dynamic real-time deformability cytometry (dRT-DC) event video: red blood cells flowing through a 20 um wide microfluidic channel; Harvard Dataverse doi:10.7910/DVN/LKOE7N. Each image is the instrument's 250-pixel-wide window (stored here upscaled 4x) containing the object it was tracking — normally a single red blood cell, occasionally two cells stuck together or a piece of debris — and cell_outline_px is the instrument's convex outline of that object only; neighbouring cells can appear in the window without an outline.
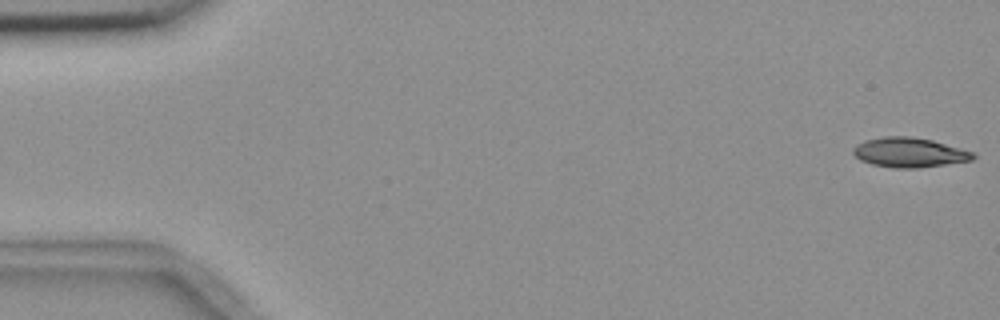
{"species": "common noctule bat (a hibernating species)", "species_latin": "Nyctalus noctula", "temperature_condition": "room temperature", "stored_images_in_passage": 5, "camera_frame_rate_fps": 3000, "um_per_image_px": 0.085, "animal": {"sex": "female", "body_mass_g": 18.4}, "frame": {"image": 1, "passage_image": 1, "time_ms": 0.0, "image_size_px": [1000, 320], "cell_outline_px": [[976, 156], [972, 160], [920, 168], [892, 168], [872, 164], [860, 160], [852, 152], [852, 148], [856, 144], [864, 140], [884, 136], [912, 136], [932, 140], [976, 152]], "centroid_in_image_um": [77.29, 12.95], "position_along_channel_um": 7.7, "area_um2": 20.98}}